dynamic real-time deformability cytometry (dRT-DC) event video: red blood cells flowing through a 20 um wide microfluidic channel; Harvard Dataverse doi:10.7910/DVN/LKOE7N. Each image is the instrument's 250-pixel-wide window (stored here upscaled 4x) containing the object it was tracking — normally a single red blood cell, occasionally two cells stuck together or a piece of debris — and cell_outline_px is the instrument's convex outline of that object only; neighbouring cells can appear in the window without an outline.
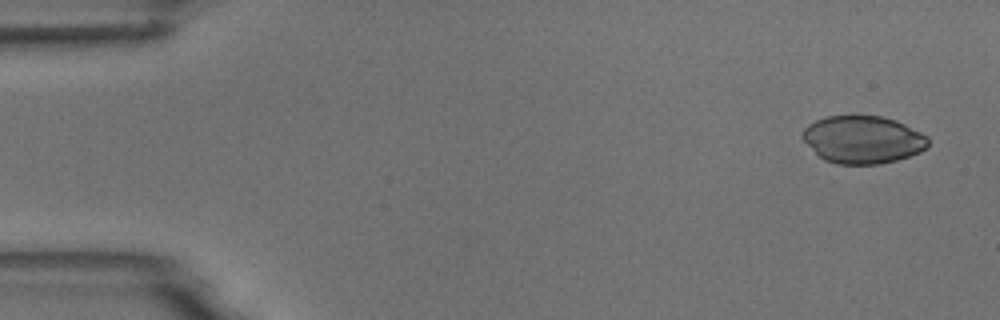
{"species": "common noctule bat (a hibernating species)", "species_latin": "Nyctalus noctula", "temperature_condition": "room temperature", "stored_images_in_passage": 51, "camera_frame_rate_fps": 3000, "um_per_image_px": 0.085, "animal": {"sex": "male", "body_mass_g": 18.8}, "frame": {"image": 1, "passage_image": 3, "time_ms": 0.667, "image_size_px": [1000, 320], "cell_outline_px": [[928, 144], [920, 152], [896, 160], [880, 164], [836, 164], [824, 160], [804, 140], [804, 128], [808, 124], [816, 120], [828, 116], [880, 116], [896, 120], [928, 136]], "centroid_in_image_um": [73.36, 11.87], "position_along_channel_um": 11.6, "area_um2": 34.45}}